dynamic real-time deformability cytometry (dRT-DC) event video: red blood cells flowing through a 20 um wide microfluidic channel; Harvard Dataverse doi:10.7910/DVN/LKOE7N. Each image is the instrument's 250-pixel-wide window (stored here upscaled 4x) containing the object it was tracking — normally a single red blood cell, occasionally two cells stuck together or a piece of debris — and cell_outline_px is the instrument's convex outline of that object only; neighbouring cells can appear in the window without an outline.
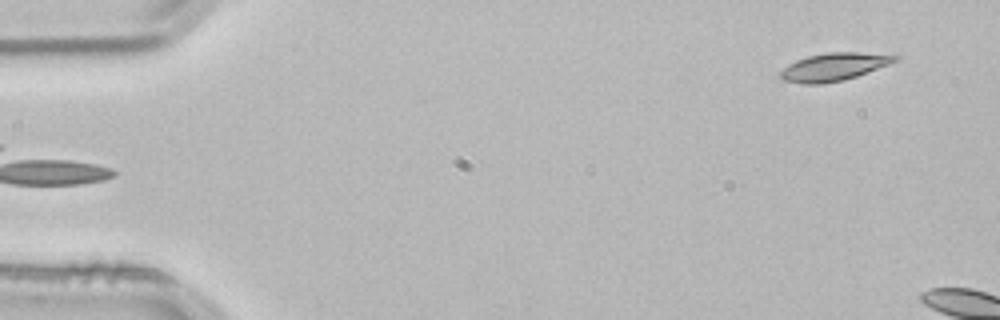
{"species": "common noctule bat (a hibernating species)", "species_latin": "Nyctalus noctula", "temperature_condition": "room temperature", "stored_images_in_passage": 5, "camera_frame_rate_fps": 3000, "um_per_image_px": 0.085, "animal": {"sex": "male", "body_mass_g": 21.5, "forearm_length_mm": 52.0}, "frame": {"image": 1, "passage_image": 1, "time_ms": 0.0, "image_size_px": [1000, 320], "cell_outline_px": [[900, 60], [856, 76], [844, 80], [820, 84], [804, 84], [784, 80], [780, 76], [780, 72], [788, 64], [796, 60], [808, 56], [828, 52], [856, 52], [900, 56]], "centroid_in_image_um": [70.88, 5.68], "position_along_channel_um": 14.1, "area_um2": 18.38}}